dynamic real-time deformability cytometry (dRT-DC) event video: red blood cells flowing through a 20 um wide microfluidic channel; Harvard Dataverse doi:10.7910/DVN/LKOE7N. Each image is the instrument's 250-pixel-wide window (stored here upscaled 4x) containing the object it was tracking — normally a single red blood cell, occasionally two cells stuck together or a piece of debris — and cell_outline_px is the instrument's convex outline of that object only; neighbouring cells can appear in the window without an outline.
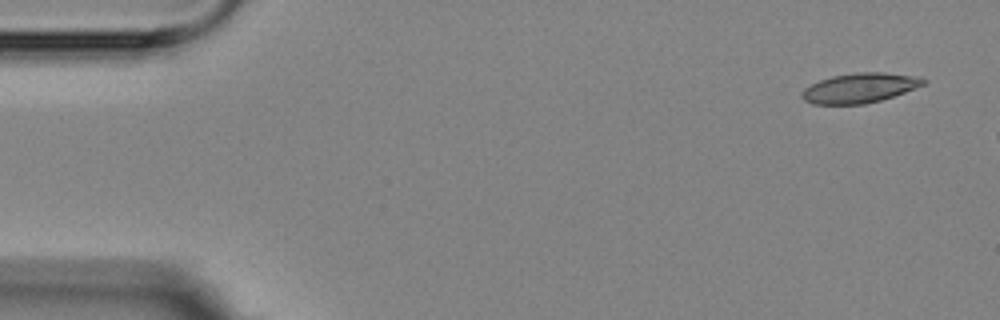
{"species": "Egyptian fruit bat (a non-hibernating species)", "species_latin": "Rousettus aegyptiacus", "temperature_condition": "room temperature", "stored_images_in_passage": 4, "camera_frame_rate_fps": 3000, "um_per_image_px": 0.085, "animal": {"sex": "female"}, "frame": {"image": 1, "passage_image": 1, "time_ms": 0.0, "image_size_px": [1000, 320], "cell_outline_px": [[928, 80], [924, 84], [904, 92], [880, 100], [864, 104], [812, 104], [804, 100], [800, 96], [800, 92], [804, 88], [820, 80], [832, 76], [856, 72], [884, 72], [920, 76]], "centroid_in_image_um": [73.06, 7.47], "position_along_channel_um": 11.9, "area_um2": 21.1}}